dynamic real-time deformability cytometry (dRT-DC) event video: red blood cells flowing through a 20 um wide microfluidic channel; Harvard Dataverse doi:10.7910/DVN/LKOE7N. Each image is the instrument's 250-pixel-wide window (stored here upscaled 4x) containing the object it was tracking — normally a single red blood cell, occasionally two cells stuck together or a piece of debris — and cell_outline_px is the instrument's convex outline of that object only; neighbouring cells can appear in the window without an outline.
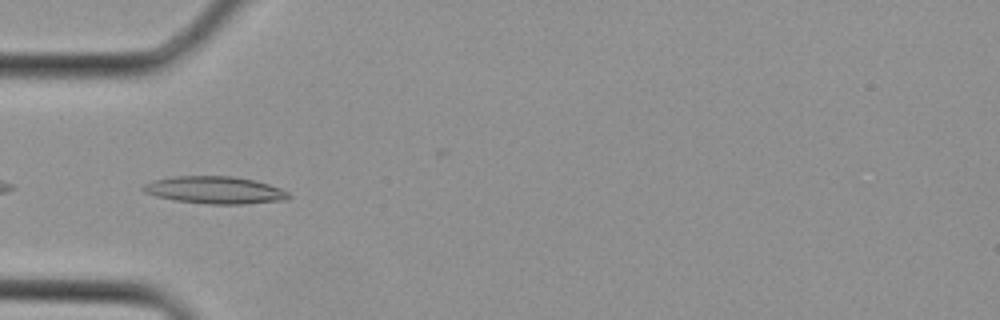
{"species": "Egyptian fruit bat (a non-hibernating species)", "species_latin": "Rousettus aegyptiacus", "temperature_condition": "cold", "stored_images_in_passage": 3, "camera_frame_rate_fps": 3000, "um_per_image_px": 0.085, "animal": {"sex": "female"}, "frame": {"image": 1, "passage_image": 3, "time_ms": 0.667, "image_size_px": [1000, 320], "cell_outline_px": [[292, 196], [288, 200], [244, 204], [208, 204], [176, 200], [156, 196], [144, 192], [140, 188], [144, 184], [156, 180], [172, 176], [232, 176], [256, 180], [280, 188], [288, 192]], "centroid_in_image_um": [18.31, 16.16], "position_along_channel_um": 66.7, "area_um2": 23.24}}